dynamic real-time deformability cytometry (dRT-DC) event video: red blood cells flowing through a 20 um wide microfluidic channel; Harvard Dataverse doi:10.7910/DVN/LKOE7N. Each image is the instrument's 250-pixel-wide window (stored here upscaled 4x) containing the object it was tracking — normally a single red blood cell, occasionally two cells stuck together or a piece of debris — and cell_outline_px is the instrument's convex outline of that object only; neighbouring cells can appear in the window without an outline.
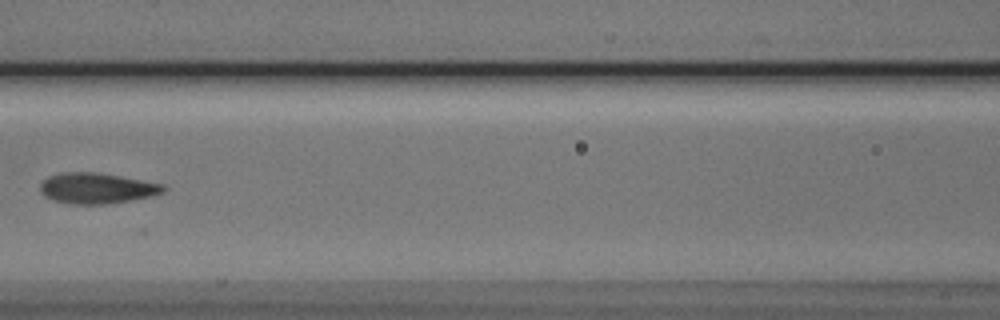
{"species": "Egyptian fruit bat (a non-hibernating species)", "species_latin": "Rousettus aegyptiacus", "temperature_condition": "cold", "stored_images_in_passage": 7, "camera_frame_rate_fps": 3000, "um_per_image_px": 0.085, "animal": {"sex": "male"}, "frame": {"image": 1, "passage_image": 6, "time_ms": 6.667, "image_size_px": [1000, 320], "cell_outline_px": [[168, 188], [164, 192], [152, 196], [132, 200], [104, 204], [72, 204], [52, 200], [44, 196], [40, 192], [40, 184], [48, 176], [60, 172], [96, 172], [120, 176], [164, 184]], "centroid_in_image_um": [8.23, 16.0], "position_along_channel_um": 158.4, "area_um2": 22.2}}
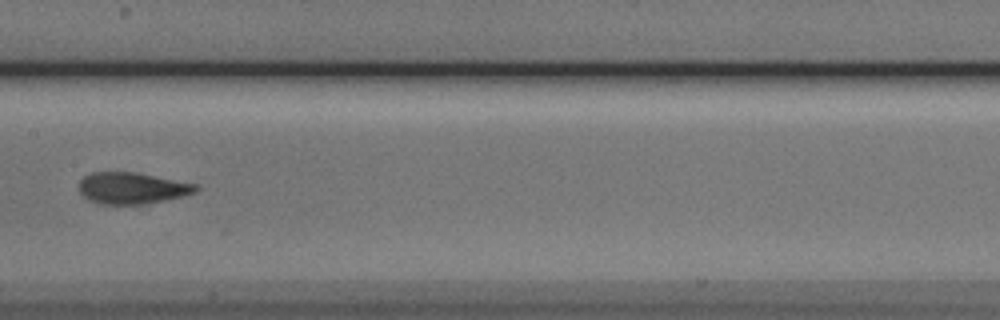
{"frame": {"image": 2, "passage_image": 7, "time_ms": 7.667, "image_size_px": [1000, 320], "cell_outline_px": [[200, 188], [196, 192], [184, 196], [144, 204], [100, 204], [88, 200], [80, 192], [80, 180], [84, 176], [92, 172], [136, 172], [200, 184]], "centroid_in_image_um": [11.27, 15.98], "position_along_channel_um": 196.1, "area_um2": 21.62}}